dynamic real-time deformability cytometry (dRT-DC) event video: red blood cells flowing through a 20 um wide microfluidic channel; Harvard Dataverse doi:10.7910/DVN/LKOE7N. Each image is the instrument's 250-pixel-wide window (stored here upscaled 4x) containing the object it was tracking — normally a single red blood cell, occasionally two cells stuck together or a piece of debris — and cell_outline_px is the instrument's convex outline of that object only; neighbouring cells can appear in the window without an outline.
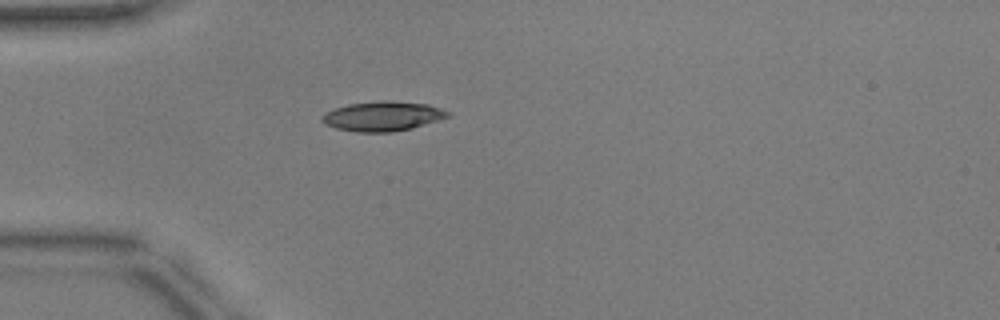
{"species": "common noctule bat (a hibernating species)", "species_latin": "Nyctalus noctula", "temperature_condition": "warm", "stored_images_in_passage": 37, "camera_frame_rate_fps": 3000, "um_per_image_px": 0.085, "animal": {"sex": "male", "body_mass_g": 17.9, "forearm_length_mm": 54.2}, "frame": {"image": 1, "passage_image": 1, "time_ms": 0.0, "image_size_px": [1000, 320], "cell_outline_px": [[448, 116], [412, 128], [392, 132], [356, 132], [336, 128], [324, 124], [320, 120], [320, 116], [336, 108], [348, 104], [380, 100], [384, 100], [428, 104], [440, 108], [448, 112]], "centroid_in_image_um": [32.47, 9.88], "position_along_channel_um": 52.5, "area_um2": 21.5}}
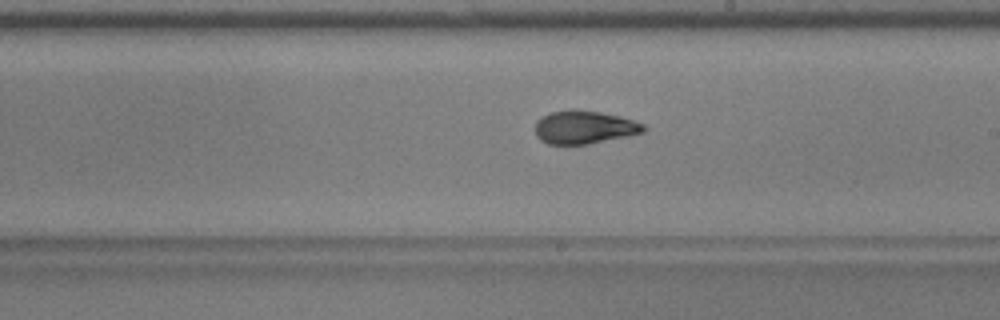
{"frame": {"image": 2, "passage_image": 16, "time_ms": 5.0, "image_size_px": [1000, 320], "cell_outline_px": [[648, 128], [644, 132], [628, 136], [588, 144], [548, 144], [540, 140], [536, 136], [536, 120], [552, 112], [600, 112], [620, 116], [644, 124]], "centroid_in_image_um": [49.7, 10.86], "position_along_channel_um": 239.3, "area_um2": 20.35}}
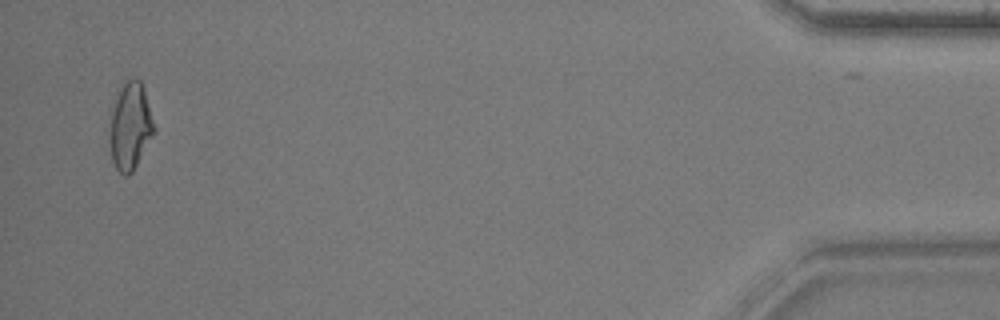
{"frame": {"image": 3, "passage_image": 36, "time_ms": 11.667, "image_size_px": [1000, 320], "cell_outline_px": [[156, 132], [132, 172], [128, 176], [124, 176], [116, 168], [112, 160], [108, 140], [108, 132], [112, 112], [120, 88], [132, 76], [136, 76], [140, 80], [144, 88], [156, 128]], "centroid_in_image_um": [11.08, 10.75], "position_along_channel_um": 424.1, "area_um2": 22.83}, "authors_computed_cell_mechanics": {"area_um2": 21.1548, "velocity_mm_per_s": 3.9441, "shape_relaxation_time_tau1_ms": 5.3831, "shape_relaxation_time_tau2_ms": 1.5497, "deformation_change_tau1": 0.2029, "deformation_change_tau2": 0.075}}